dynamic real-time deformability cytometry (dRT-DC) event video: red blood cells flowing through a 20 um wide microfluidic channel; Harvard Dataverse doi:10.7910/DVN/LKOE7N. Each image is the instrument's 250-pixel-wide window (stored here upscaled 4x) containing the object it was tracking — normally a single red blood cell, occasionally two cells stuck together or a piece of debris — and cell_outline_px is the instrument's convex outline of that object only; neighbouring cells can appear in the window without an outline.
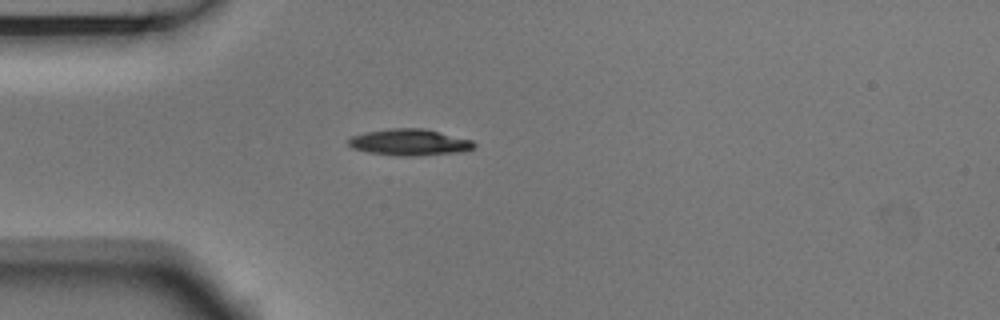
{"species": "Egyptian fruit bat (a non-hibernating species)", "species_latin": "Rousettus aegyptiacus", "temperature_condition": "room temperature", "stored_images_in_passage": 5, "camera_frame_rate_fps": 3000, "um_per_image_px": 0.085, "animal": {"sex": "male"}, "frame": {"image": 1, "passage_image": 5, "time_ms": 1.333, "image_size_px": [1000, 320], "cell_outline_px": [[476, 144], [472, 148], [464, 152], [412, 156], [396, 156], [368, 152], [352, 148], [348, 144], [348, 140], [352, 136], [364, 132], [392, 128], [424, 128], [472, 140]], "centroid_in_image_um": [34.8, 12.1], "position_along_channel_um": 50.2, "area_um2": 19.42}}